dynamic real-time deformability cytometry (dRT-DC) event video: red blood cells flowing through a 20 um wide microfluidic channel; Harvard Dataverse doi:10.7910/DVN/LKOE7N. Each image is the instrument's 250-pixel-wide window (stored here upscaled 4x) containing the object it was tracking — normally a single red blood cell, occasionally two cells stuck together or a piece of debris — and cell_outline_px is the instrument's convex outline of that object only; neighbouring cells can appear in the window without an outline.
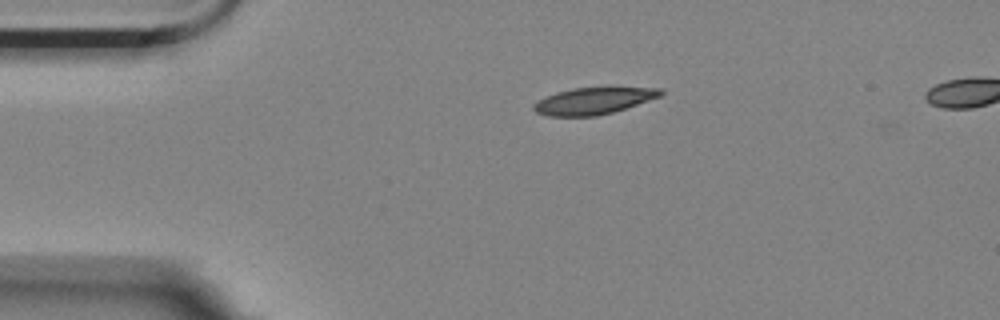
{"species": "Egyptian fruit bat (a non-hibernating species)", "species_latin": "Rousettus aegyptiacus", "temperature_condition": "room temperature", "stored_images_in_passage": 3, "segment_of_instrument_passage": [1, 2], "camera_frame_rate_fps": 3000, "um_per_image_px": 0.085, "animal": {"sex": "female"}, "frame": {"image": 1, "passage_image": 1, "time_ms": 0.0, "image_size_px": [1000, 320], "cell_outline_px": [[664, 92], [660, 96], [612, 112], [596, 116], [548, 116], [536, 112], [532, 108], [532, 104], [556, 92], [572, 88], [608, 84], [660, 88]], "centroid_in_image_um": [50.5, 8.51], "position_along_channel_um": 34.5, "area_um2": 20.58}}